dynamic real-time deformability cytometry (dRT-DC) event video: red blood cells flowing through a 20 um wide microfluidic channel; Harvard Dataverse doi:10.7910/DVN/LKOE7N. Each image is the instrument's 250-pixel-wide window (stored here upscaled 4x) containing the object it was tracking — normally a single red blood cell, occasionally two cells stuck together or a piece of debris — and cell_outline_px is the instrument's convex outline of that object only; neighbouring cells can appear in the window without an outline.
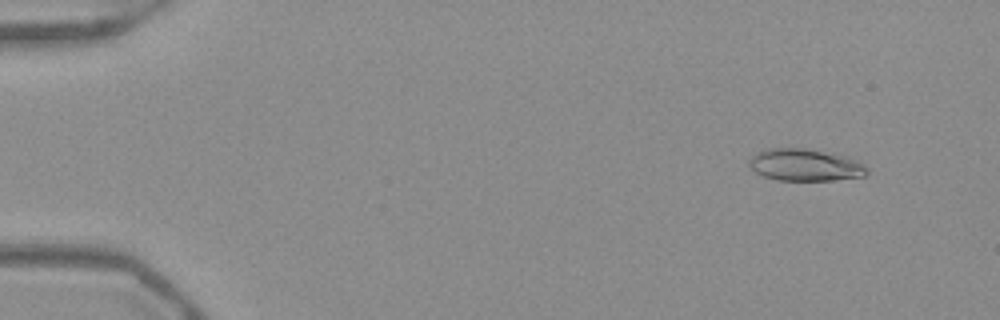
{"species": "Egyptian fruit bat (a non-hibernating species)", "species_latin": "Rousettus aegyptiacus", "temperature_condition": "warm", "stored_images_in_passage": 54, "segment_of_instrument_passage": [1, 2], "camera_frame_rate_fps": 3000, "um_per_image_px": 0.085, "frame": {"image": 1, "passage_image": 5, "time_ms": 1.333, "image_size_px": [1000, 320], "cell_outline_px": [[868, 172], [864, 176], [832, 180], [776, 180], [764, 176], [756, 172], [748, 164], [748, 160], [756, 152], [764, 148], [808, 148], [848, 156], [860, 160], [868, 168]], "centroid_in_image_um": [68.45, 14.0], "position_along_channel_um": 16.5, "area_um2": 22.37}}
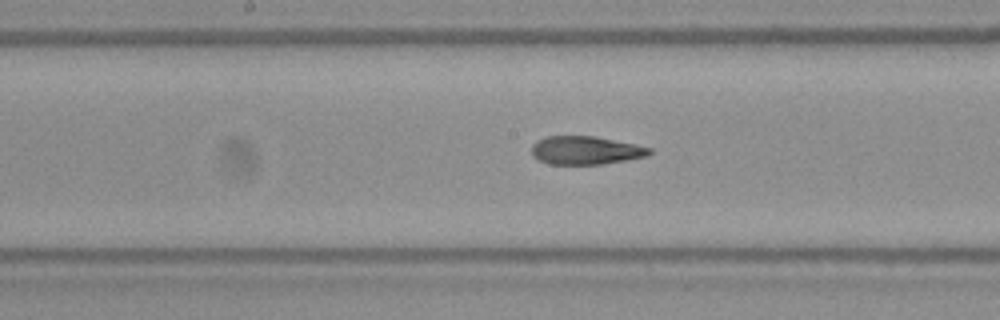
{"frame": {"image": 2, "passage_image": 28, "time_ms": 9.0, "image_size_px": [1000, 320], "cell_outline_px": [[652, 152], [648, 156], [628, 160], [600, 164], [548, 164], [532, 156], [532, 144], [536, 140], [544, 136], [592, 136], [636, 144], [652, 148]], "centroid_in_image_um": [49.78, 12.77], "position_along_channel_um": 198.4, "area_um2": 19.54}}
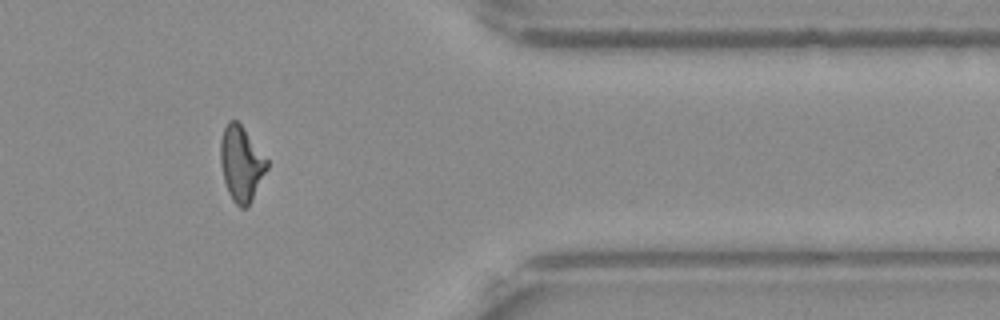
{"frame": {"image": 3, "passage_image": 44, "time_ms": 14.333, "image_size_px": [1000, 320], "cell_outline_px": [[268, 168], [248, 208], [240, 208], [232, 200], [228, 192], [224, 180], [220, 164], [220, 140], [224, 128], [228, 120], [236, 120], [244, 128], [268, 160]], "centroid_in_image_um": [20.5, 13.92], "position_along_channel_um": 390.9, "area_um2": 20.46}}